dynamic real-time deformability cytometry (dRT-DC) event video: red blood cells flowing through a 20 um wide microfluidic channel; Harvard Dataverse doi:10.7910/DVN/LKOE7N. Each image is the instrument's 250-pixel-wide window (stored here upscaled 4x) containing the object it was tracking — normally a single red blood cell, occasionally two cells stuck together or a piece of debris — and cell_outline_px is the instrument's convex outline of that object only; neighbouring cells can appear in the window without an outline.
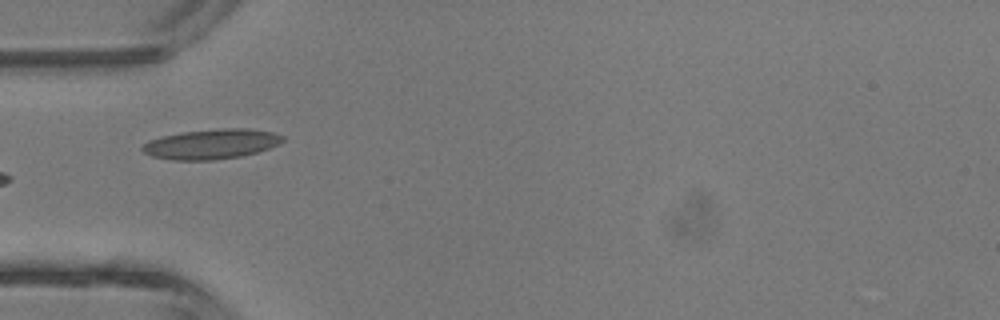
{"species": "common noctule bat (a hibernating species)", "species_latin": "Nyctalus noctula", "temperature_condition": "room temperature", "stored_images_in_passage": 5, "camera_frame_rate_fps": 3000, "um_per_image_px": 0.085, "animal": {"sex": "male", "body_mass_g": 13.3}, "frame": {"image": 1, "passage_image": 4, "time_ms": 3.333, "image_size_px": [1000, 320], "cell_outline_px": [[284, 140], [280, 144], [256, 152], [240, 156], [216, 160], [172, 160], [152, 156], [144, 152], [140, 148], [148, 140], [160, 136], [180, 132], [224, 128], [248, 128], [272, 132], [284, 136]], "centroid_in_image_um": [17.95, 12.24], "position_along_channel_um": 67.1, "area_um2": 24.57}}
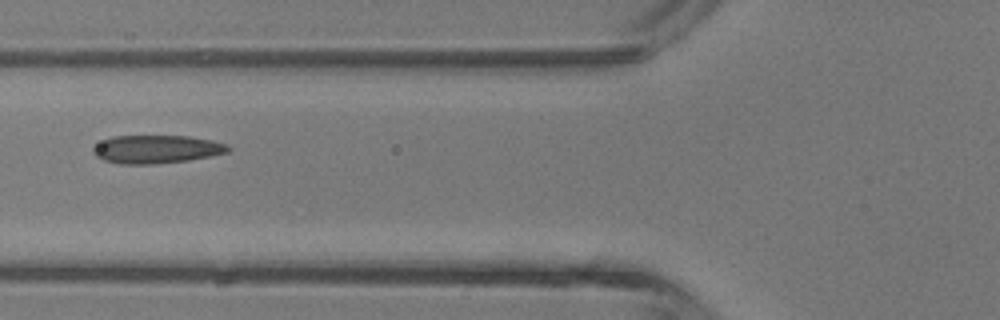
{"frame": {"image": 2, "passage_image": 5, "time_ms": 4.333, "image_size_px": [1000, 320], "cell_outline_px": [[232, 148], [228, 152], [188, 160], [152, 164], [120, 164], [104, 160], [96, 156], [92, 152], [92, 148], [104, 140], [112, 136], [188, 136], [212, 140], [228, 144]], "centroid_in_image_um": [13.31, 12.68], "position_along_channel_um": 112.5, "area_um2": 22.08}}